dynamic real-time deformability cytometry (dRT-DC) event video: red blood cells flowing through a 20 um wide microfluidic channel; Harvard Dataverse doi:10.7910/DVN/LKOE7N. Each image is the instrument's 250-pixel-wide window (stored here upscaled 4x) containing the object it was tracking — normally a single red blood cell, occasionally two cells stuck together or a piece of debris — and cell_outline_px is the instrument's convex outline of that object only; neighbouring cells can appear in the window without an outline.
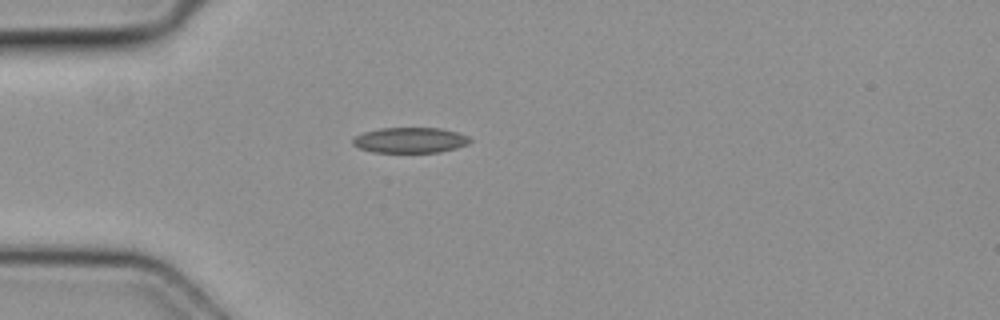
{"species": "common noctule bat (a hibernating species)", "species_latin": "Nyctalus noctula", "temperature_condition": "cold", "stored_images_in_passage": 2, "camera_frame_rate_fps": 3000, "um_per_image_px": 0.085, "animal": {"sex": "female", "body_mass_g": 19.3, "forearm_length_mm": 54.1}, "frame": {"image": 1, "passage_image": 1, "time_ms": 0.0, "image_size_px": [1000, 320], "cell_outline_px": [[472, 140], [468, 144], [456, 148], [440, 152], [372, 152], [360, 148], [352, 144], [352, 140], [356, 136], [364, 132], [380, 128], [440, 128], [456, 132], [468, 136]], "centroid_in_image_um": [34.87, 11.91], "position_along_channel_um": 50.1, "area_um2": 17.34}}